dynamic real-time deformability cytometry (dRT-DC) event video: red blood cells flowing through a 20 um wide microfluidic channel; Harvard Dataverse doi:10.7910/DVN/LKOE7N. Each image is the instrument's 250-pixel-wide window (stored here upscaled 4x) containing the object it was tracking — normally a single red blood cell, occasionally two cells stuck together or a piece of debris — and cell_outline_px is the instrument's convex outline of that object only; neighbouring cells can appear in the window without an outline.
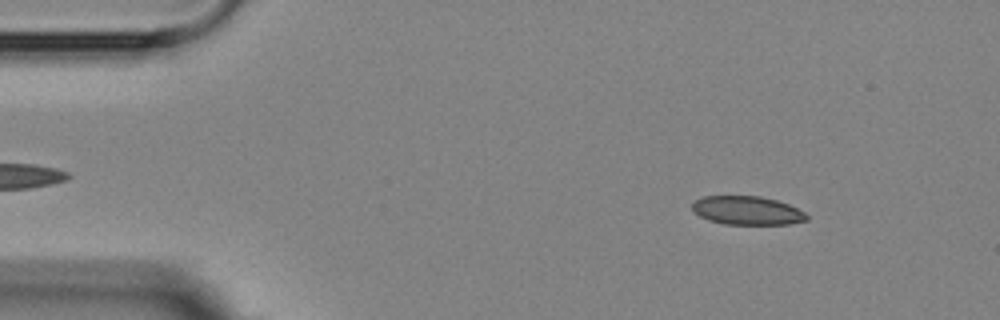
{"species": "Egyptian fruit bat (a non-hibernating species)", "species_latin": "Rousettus aegyptiacus", "temperature_condition": "room temperature", "stored_images_in_passage": 4, "camera_frame_rate_fps": 3000, "um_per_image_px": 0.085, "animal": {"sex": "female"}, "frame": {"image": 1, "passage_image": 1, "time_ms": 0.0, "image_size_px": [1000, 320], "cell_outline_px": [[808, 220], [788, 224], [724, 224], [708, 220], [692, 212], [692, 200], [704, 196], [760, 196], [776, 200], [788, 204], [804, 212], [808, 216]], "centroid_in_image_um": [63.46, 17.89], "position_along_channel_um": 21.5, "area_um2": 19.19}}
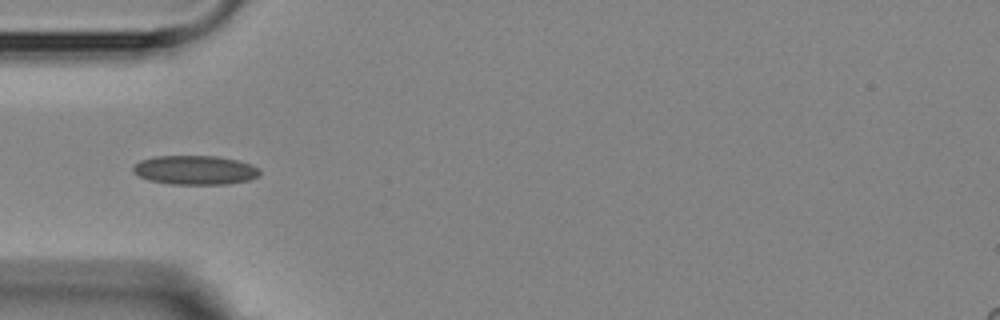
{"frame": {"image": 2, "passage_image": 4, "time_ms": 3.333, "image_size_px": [1000, 320], "cell_outline_px": [[260, 172], [256, 176], [248, 180], [224, 184], [172, 184], [148, 180], [132, 172], [132, 168], [140, 160], [152, 156], [216, 156], [236, 160], [252, 164]], "centroid_in_image_um": [16.52, 14.45], "position_along_channel_um": 68.5, "area_um2": 21.33}}